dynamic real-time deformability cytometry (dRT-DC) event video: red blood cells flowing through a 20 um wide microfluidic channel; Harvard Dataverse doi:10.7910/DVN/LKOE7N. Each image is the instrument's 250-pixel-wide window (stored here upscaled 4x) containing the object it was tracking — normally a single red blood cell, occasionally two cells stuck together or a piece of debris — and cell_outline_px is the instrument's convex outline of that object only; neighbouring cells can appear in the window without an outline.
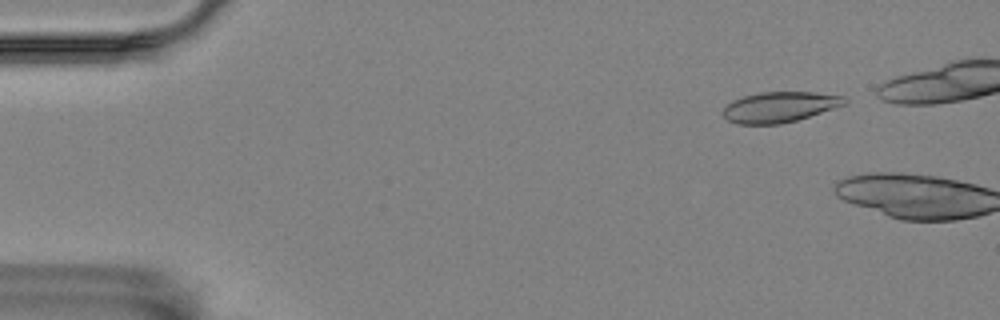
{"species": "Egyptian fruit bat (a non-hibernating species)", "species_latin": "Rousettus aegyptiacus", "temperature_condition": "room temperature", "stored_images_in_passage": 4, "camera_frame_rate_fps": 3000, "um_per_image_px": 0.085, "animal": {"sex": "female"}, "frame": {"image": 1, "passage_image": 2, "time_ms": 0.333, "image_size_px": [1000, 320], "cell_outline_px": [[848, 104], [796, 120], [780, 124], [736, 124], [728, 120], [724, 116], [724, 108], [732, 100], [744, 96], [760, 92], [816, 92], [844, 96], [848, 100]], "centroid_in_image_um": [66.31, 9.09], "position_along_channel_um": 18.7, "area_um2": 21.62}}